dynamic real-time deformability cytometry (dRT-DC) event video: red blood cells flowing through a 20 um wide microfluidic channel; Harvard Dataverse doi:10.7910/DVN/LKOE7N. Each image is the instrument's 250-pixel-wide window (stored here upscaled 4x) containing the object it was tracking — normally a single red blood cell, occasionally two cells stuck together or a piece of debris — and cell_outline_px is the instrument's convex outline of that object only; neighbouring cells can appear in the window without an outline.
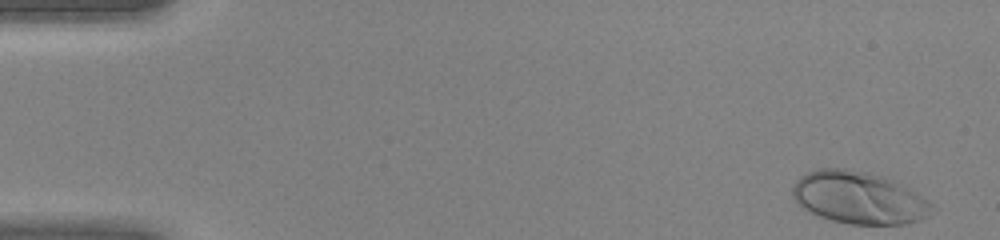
{"species": "human", "species_latin": "Homo sapiens", "temperature_condition": "warm", "stored_images_in_passage": 44, "camera_frame_rate_fps": 3000, "um_per_image_px": 0.085, "donor": {"sex": "female"}, "frame": {"image": 1, "passage_image": 1, "time_ms": 0.0, "image_size_px": [1000, 240], "cell_outline_px": [[932, 204], [928, 216], [920, 220], [904, 224], [848, 224], [832, 220], [820, 216], [804, 208], [792, 196], [792, 188], [796, 180], [800, 176], [808, 172], [820, 168], [848, 168], [888, 176], [928, 200]], "centroid_in_image_um": [73.0, 16.78], "position_along_channel_um": 12.0, "area_um2": 42.43}}
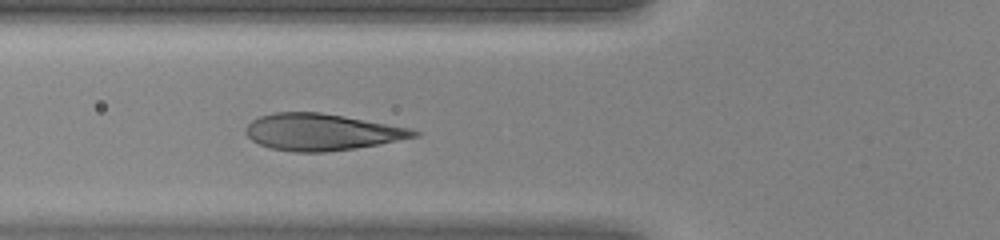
{"frame": {"image": 2, "passage_image": 16, "time_ms": 5.0, "image_size_px": [1000, 240], "cell_outline_px": [[420, 136], [380, 144], [356, 148], [324, 152], [296, 152], [272, 148], [260, 144], [252, 140], [244, 132], [244, 128], [252, 120], [260, 116], [272, 112], [320, 112], [344, 116], [412, 128], [420, 132]], "centroid_in_image_um": [27.36, 11.22], "position_along_channel_um": 98.4, "area_um2": 36.01}}
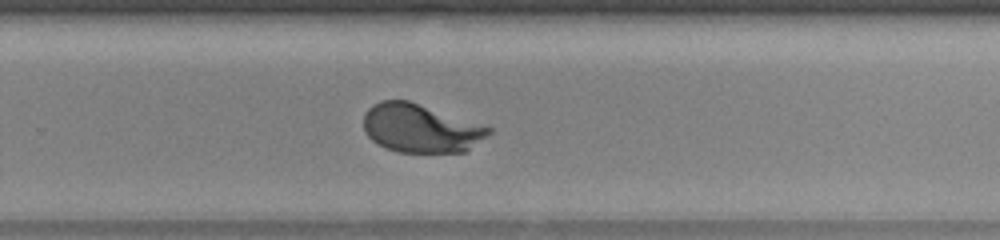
{"frame": {"image": 3, "passage_image": 29, "time_ms": 9.333, "image_size_px": [1000, 240], "cell_outline_px": [[492, 132], [488, 136], [464, 152], [396, 152], [384, 148], [376, 144], [364, 132], [364, 112], [372, 104], [380, 100], [408, 100], [492, 128]], "centroid_in_image_um": [35.71, 10.91], "position_along_channel_um": 294.1, "area_um2": 35.37}}